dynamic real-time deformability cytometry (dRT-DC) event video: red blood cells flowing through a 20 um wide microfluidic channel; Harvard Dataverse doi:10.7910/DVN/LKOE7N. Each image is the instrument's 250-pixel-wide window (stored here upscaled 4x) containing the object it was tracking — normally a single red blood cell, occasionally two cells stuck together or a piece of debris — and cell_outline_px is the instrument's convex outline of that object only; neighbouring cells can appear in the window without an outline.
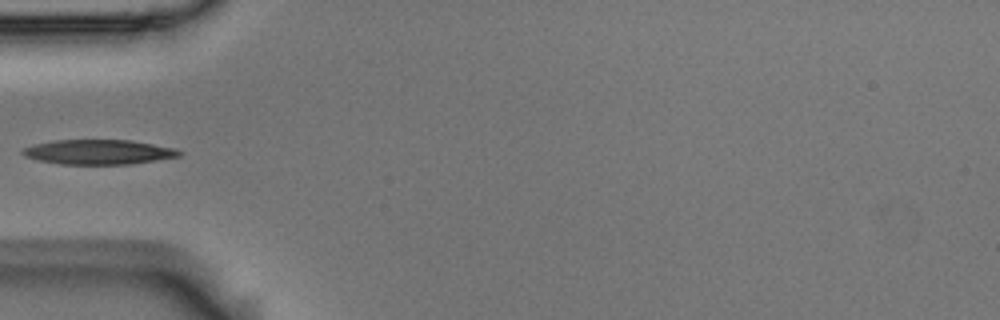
{"species": "Egyptian fruit bat (a non-hibernating species)", "species_latin": "Rousettus aegyptiacus", "temperature_condition": "room temperature", "stored_images_in_passage": 2, "camera_frame_rate_fps": 3000, "um_per_image_px": 0.085, "animal": {"sex": "male"}, "frame": {"image": 1, "passage_image": 1, "time_ms": 0.0, "image_size_px": [1000, 320], "cell_outline_px": [[184, 152], [180, 156], [132, 164], [60, 164], [40, 160], [24, 156], [20, 152], [24, 148], [36, 144], [56, 140], [132, 140], [176, 148]], "centroid_in_image_um": [8.43, 12.92], "position_along_channel_um": 76.6, "area_um2": 22.54}}
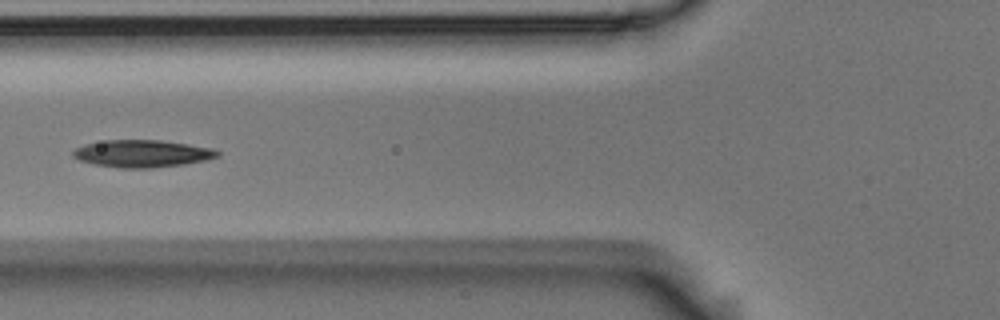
{"frame": {"image": 2, "passage_image": 2, "time_ms": 0.333, "image_size_px": [1000, 320], "cell_outline_px": [[220, 156], [208, 160], [184, 164], [152, 168], [120, 168], [96, 164], [80, 160], [72, 156], [72, 152], [76, 148], [84, 144], [104, 140], [160, 140], [188, 144], [212, 148], [220, 152]], "centroid_in_image_um": [12.11, 13.05], "position_along_channel_um": 113.7, "area_um2": 23.0}}